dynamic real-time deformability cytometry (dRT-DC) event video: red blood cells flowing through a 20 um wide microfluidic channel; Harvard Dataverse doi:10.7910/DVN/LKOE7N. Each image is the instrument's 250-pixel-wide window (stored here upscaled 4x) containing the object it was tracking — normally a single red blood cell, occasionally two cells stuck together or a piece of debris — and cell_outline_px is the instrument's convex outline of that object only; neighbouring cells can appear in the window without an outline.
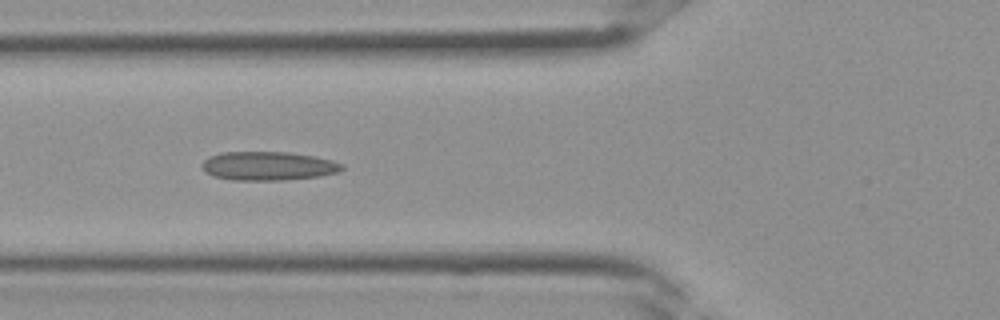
{"species": "Egyptian fruit bat (a non-hibernating species)", "species_latin": "Rousettus aegyptiacus", "temperature_condition": "room temperature", "stored_images_in_passage": 26, "camera_frame_rate_fps": 3000, "um_per_image_px": 0.085, "frame": {"image": 1, "passage_image": 13, "time_ms": 4.0, "image_size_px": [1000, 320], "cell_outline_px": [[344, 168], [340, 172], [320, 176], [284, 180], [232, 180], [212, 176], [204, 172], [200, 164], [208, 156], [220, 152], [288, 152], [312, 156], [332, 160], [344, 164]], "centroid_in_image_um": [22.77, 14.11], "position_along_channel_um": 103.0, "area_um2": 23.76}}
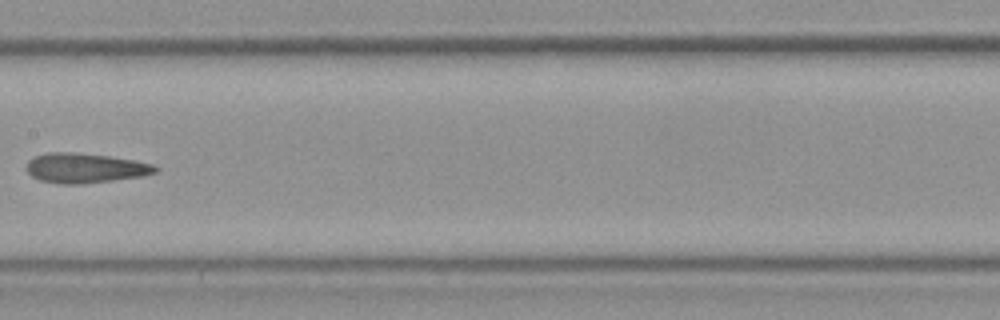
{"frame": {"image": 2, "passage_image": 18, "time_ms": 5.667, "image_size_px": [1000, 320], "cell_outline_px": [[160, 168], [156, 172], [144, 176], [80, 184], [60, 184], [40, 180], [32, 176], [24, 168], [28, 160], [32, 156], [48, 152], [72, 152], [108, 156], [136, 160], [152, 164]], "centroid_in_image_um": [7.2, 14.28], "position_along_channel_um": 200.2, "area_um2": 22.54}}
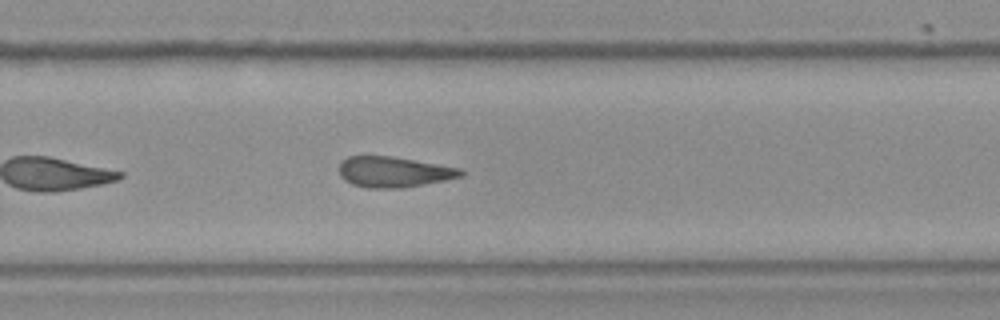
{"frame": {"image": 3, "passage_image": 23, "time_ms": 7.333, "image_size_px": [1000, 320], "cell_outline_px": [[464, 176], [404, 188], [368, 188], [352, 184], [344, 180], [340, 176], [340, 160], [348, 156], [392, 156], [460, 168], [464, 172]], "centroid_in_image_um": [33.45, 14.61], "position_along_channel_um": 296.4, "area_um2": 21.73}}